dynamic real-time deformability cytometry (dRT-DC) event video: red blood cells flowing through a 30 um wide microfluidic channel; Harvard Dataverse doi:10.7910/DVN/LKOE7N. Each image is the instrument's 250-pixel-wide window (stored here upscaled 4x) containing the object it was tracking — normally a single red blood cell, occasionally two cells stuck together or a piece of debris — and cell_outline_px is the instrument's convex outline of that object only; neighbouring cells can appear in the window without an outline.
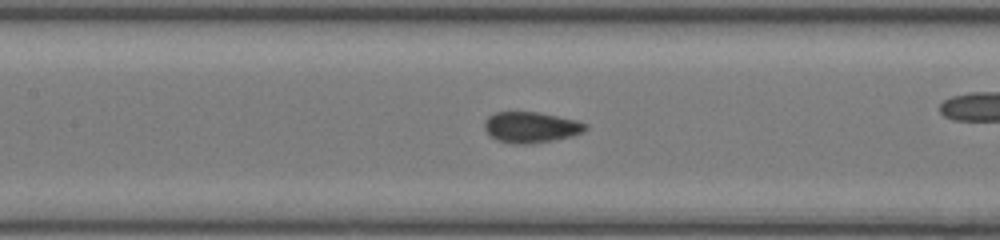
{"species": "common noctule bat (a hibernating species)", "species_latin": "Nyctalus noctula", "temperature_condition": "room temperature", "stored_images_in_passage": 48, "camera_frame_rate_fps": 3000, "um_per_image_px": 0.085, "animal": {"sex": "female", "body_mass_g": 17.0, "forearm_length_mm": 48.0}, "frame": {"image": 1, "passage_image": 21, "time_ms": 6.667, "image_size_px": [1000, 240], "cell_outline_px": [[588, 128], [584, 132], [572, 136], [532, 144], [512, 144], [496, 140], [484, 128], [484, 120], [488, 116], [496, 112], [540, 112], [576, 120], [588, 124]], "centroid_in_image_um": [45.14, 10.82], "position_along_channel_um": 162.3, "area_um2": 18.32}, "authors_computed_cell_mechanics": {"area_um2": 17.918, "velocity_mm_per_s": 4.2979, "shape_relaxation_time_tau1_ms": 2.1032, "shape_relaxation_time_tau2_ms": 1.7964, "deformation_change_tau1": 0.0669, "deformation_change_tau2": 0.051}}